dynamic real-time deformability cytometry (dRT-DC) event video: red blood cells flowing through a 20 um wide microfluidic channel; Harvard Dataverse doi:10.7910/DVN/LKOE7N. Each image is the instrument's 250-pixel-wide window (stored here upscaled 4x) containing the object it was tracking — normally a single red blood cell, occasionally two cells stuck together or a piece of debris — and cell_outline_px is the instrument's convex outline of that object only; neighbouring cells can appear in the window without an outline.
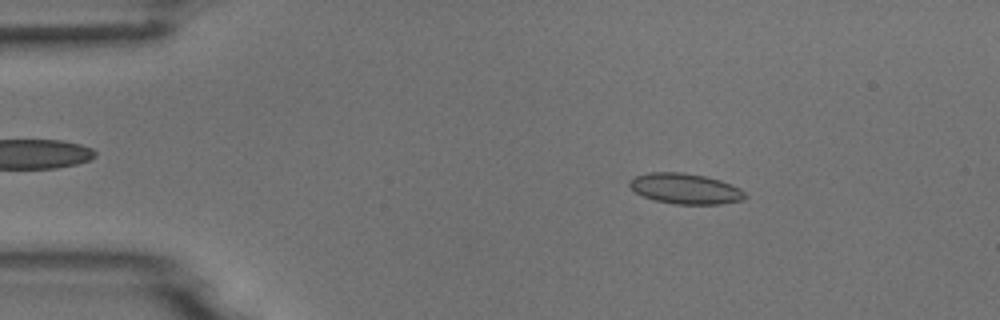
{"species": "common noctule bat (a hibernating species)", "species_latin": "Nyctalus noctula", "temperature_condition": "room temperature", "stored_images_in_passage": 52, "camera_frame_rate_fps": 3000, "um_per_image_px": 0.085, "animal": {"sex": "male", "body_mass_g": 18.8}, "frame": {"image": 1, "passage_image": 8, "time_ms": 2.333, "image_size_px": [1000, 320], "cell_outline_px": [[748, 196], [744, 200], [720, 204], [676, 204], [656, 200], [644, 196], [636, 192], [628, 184], [628, 180], [636, 176], [648, 172], [684, 172], [704, 176], [720, 180], [740, 188]], "centroid_in_image_um": [58.27, 16.03], "position_along_channel_um": 26.7, "area_um2": 20.52}}
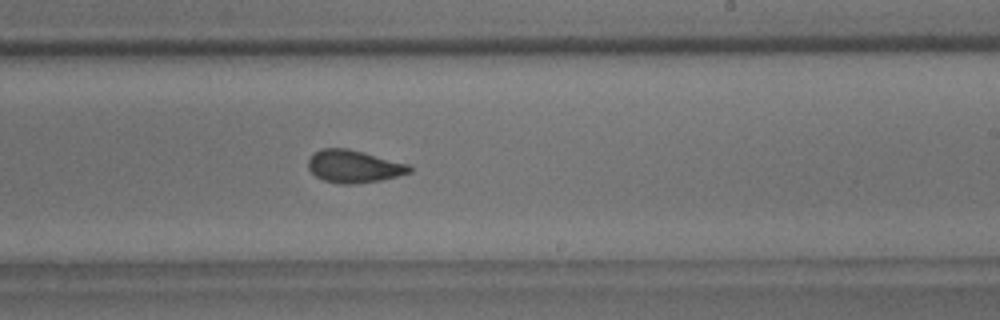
{"frame": {"image": 2, "passage_image": 31, "time_ms": 10.0, "image_size_px": [1000, 320], "cell_outline_px": [[412, 172], [380, 180], [352, 184], [340, 184], [324, 180], [316, 176], [308, 168], [308, 160], [312, 152], [320, 148], [348, 148], [364, 152], [408, 164], [412, 168]], "centroid_in_image_um": [30.04, 14.13], "position_along_channel_um": 259.0, "area_um2": 19.25}}
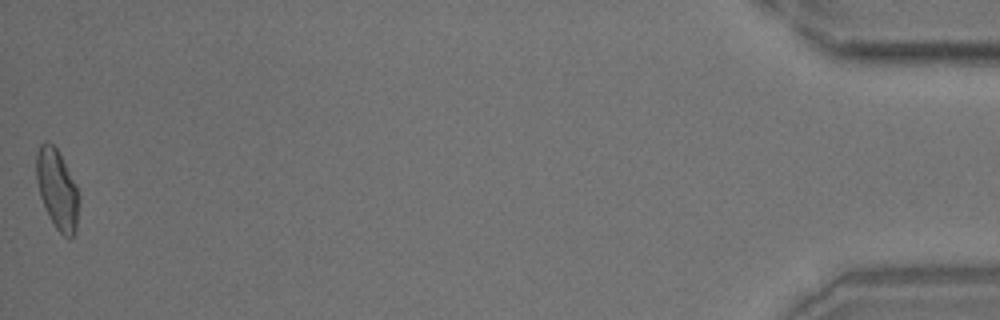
{"frame": {"image": 3, "passage_image": 52, "time_ms": 17.0, "image_size_px": [1000, 320], "cell_outline_px": [[80, 200], [76, 232], [68, 240], [56, 228], [40, 196], [36, 180], [36, 152], [40, 144], [44, 140], [52, 144], [56, 148], [76, 184], [80, 196]], "centroid_in_image_um": [4.88, 16.09], "position_along_channel_um": 430.3, "area_um2": 19.83}}